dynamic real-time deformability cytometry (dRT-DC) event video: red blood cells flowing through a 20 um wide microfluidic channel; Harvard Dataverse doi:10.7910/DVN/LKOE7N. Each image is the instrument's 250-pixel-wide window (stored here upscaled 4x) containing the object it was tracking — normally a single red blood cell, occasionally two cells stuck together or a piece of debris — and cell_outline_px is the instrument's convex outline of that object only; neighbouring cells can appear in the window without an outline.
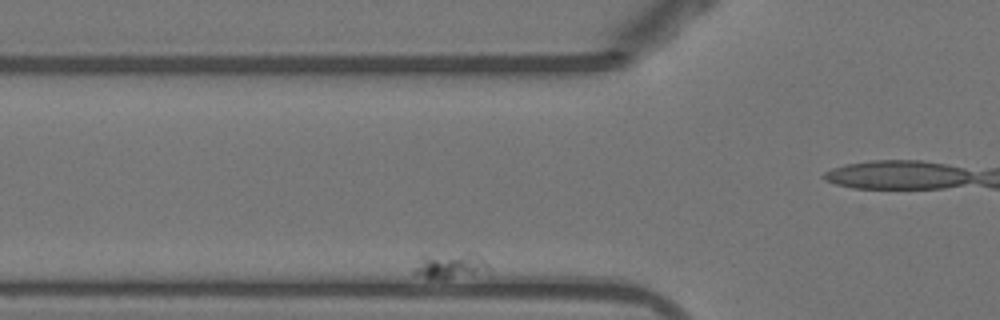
{"species": "Egyptian fruit bat (a non-hibernating species)", "species_latin": "Rousettus aegyptiacus", "temperature_condition": "warm", "stored_images_in_passage": 57, "camera_frame_rate_fps": 3000, "um_per_image_px": 0.085, "animal": {"sex": "female"}, "frame": {"image": 1, "passage_image": 12, "time_ms": 3.667, "image_size_px": [1000, 320], "cell_outline_px": [[488, 272], [444, 280], [428, 280], [412, 272], [420, 256], [464, 248], [476, 252], [484, 260], [488, 268]], "centroid_in_image_um": [38.27, 22.52], "position_along_channel_um": 87.5, "area_um2": 12.54}}
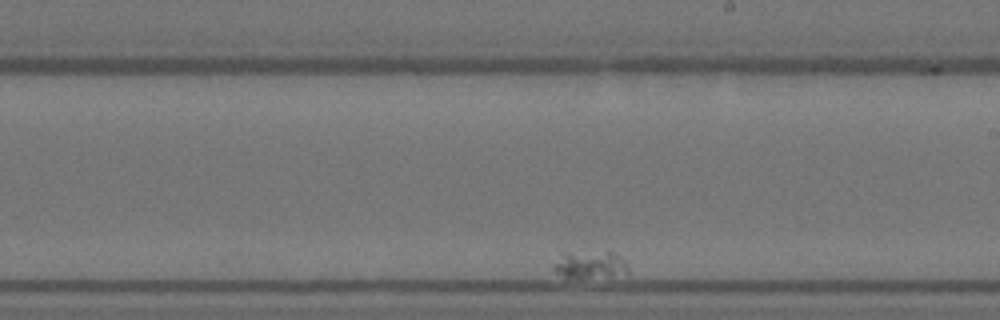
{"frame": {"image": 2, "passage_image": 38, "time_ms": 12.333, "image_size_px": [1000, 320], "cell_outline_px": [[628, 272], [608, 276], [564, 276], [556, 272], [552, 268], [564, 252], [608, 248], [616, 252], [620, 256], [628, 268]], "centroid_in_image_um": [50.2, 22.39], "position_along_channel_um": 238.8, "area_um2": 12.02}}
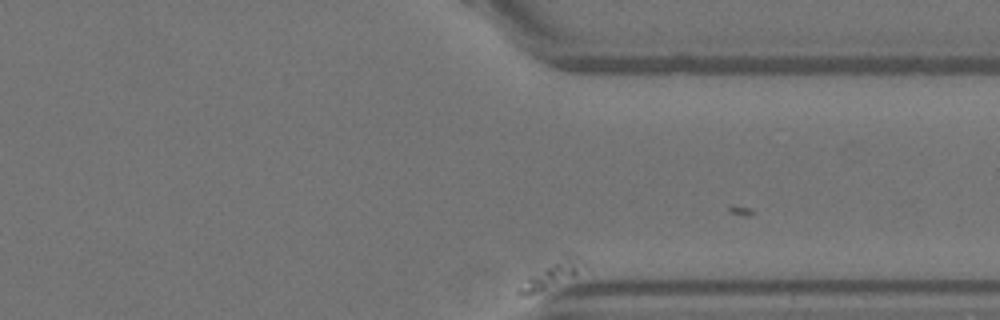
{"frame": {"image": 3, "passage_image": 57, "time_ms": 18.667, "image_size_px": [1000, 320], "cell_outline_px": [[584, 264], [576, 276], [528, 296], [520, 296], [516, 292], [516, 288], [528, 276], [560, 252], [576, 252], [580, 256]], "centroid_in_image_um": [46.89, 23.25], "position_along_channel_um": 364.5, "area_um2": 10.92}}